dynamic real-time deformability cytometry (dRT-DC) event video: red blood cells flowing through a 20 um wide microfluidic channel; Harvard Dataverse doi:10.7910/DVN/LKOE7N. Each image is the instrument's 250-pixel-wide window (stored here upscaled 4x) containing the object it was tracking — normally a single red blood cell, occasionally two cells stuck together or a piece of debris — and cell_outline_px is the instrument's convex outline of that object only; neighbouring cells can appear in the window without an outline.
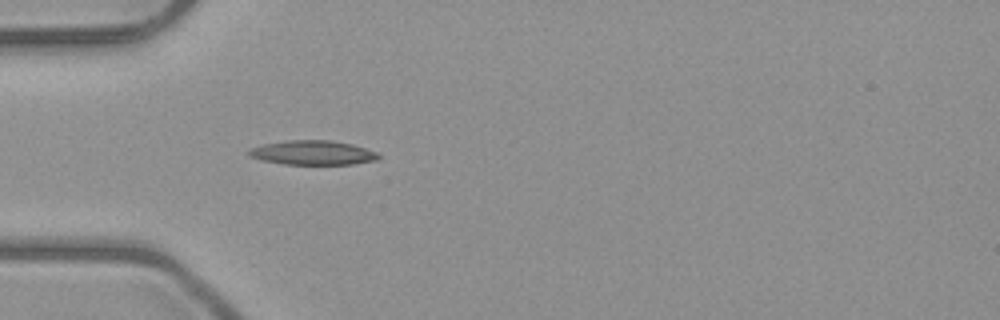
{"species": "common noctule bat (a hibernating species)", "species_latin": "Nyctalus noctula", "temperature_condition": "room temperature", "stored_images_in_passage": 4, "camera_frame_rate_fps": 3000, "um_per_image_px": 0.085, "animal": {"sex": "male", "body_mass_g": 23.1, "forearm_length_mm": 52.7}, "frame": {"image": 1, "passage_image": 4, "time_ms": 3.333, "image_size_px": [1000, 320], "cell_outline_px": [[380, 156], [376, 160], [352, 164], [284, 164], [264, 160], [248, 156], [248, 152], [252, 148], [264, 144], [288, 140], [332, 140], [352, 144], [380, 152]], "centroid_in_image_um": [26.64, 12.97], "position_along_channel_um": 58.4, "area_um2": 18.32}}